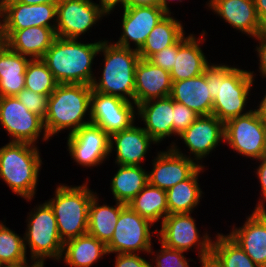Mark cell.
<instances>
[{
	"label": "cell",
	"instance_id": "obj_35",
	"mask_svg": "<svg viewBox=\"0 0 266 267\" xmlns=\"http://www.w3.org/2000/svg\"><path fill=\"white\" fill-rule=\"evenodd\" d=\"M0 221V262L4 264H25L31 263L27 259L24 236L17 234L14 230Z\"/></svg>",
	"mask_w": 266,
	"mask_h": 267
},
{
	"label": "cell",
	"instance_id": "obj_31",
	"mask_svg": "<svg viewBox=\"0 0 266 267\" xmlns=\"http://www.w3.org/2000/svg\"><path fill=\"white\" fill-rule=\"evenodd\" d=\"M117 166L109 187L114 201L127 205L148 184V172L144 166Z\"/></svg>",
	"mask_w": 266,
	"mask_h": 267
},
{
	"label": "cell",
	"instance_id": "obj_12",
	"mask_svg": "<svg viewBox=\"0 0 266 267\" xmlns=\"http://www.w3.org/2000/svg\"><path fill=\"white\" fill-rule=\"evenodd\" d=\"M187 147V152L183 153L181 148L171 142V147L178 154L184 155L194 160L199 166H204L203 160L216 151V147L224 142V122L214 115L199 116L182 134L178 136ZM193 155V156H192ZM194 157V158H193ZM201 162V163H200Z\"/></svg>",
	"mask_w": 266,
	"mask_h": 267
},
{
	"label": "cell",
	"instance_id": "obj_4",
	"mask_svg": "<svg viewBox=\"0 0 266 267\" xmlns=\"http://www.w3.org/2000/svg\"><path fill=\"white\" fill-rule=\"evenodd\" d=\"M38 145L26 142H8L0 147V179L16 196L34 200L42 168Z\"/></svg>",
	"mask_w": 266,
	"mask_h": 267
},
{
	"label": "cell",
	"instance_id": "obj_52",
	"mask_svg": "<svg viewBox=\"0 0 266 267\" xmlns=\"http://www.w3.org/2000/svg\"><path fill=\"white\" fill-rule=\"evenodd\" d=\"M5 44V40L3 37V29H2V22L0 17V48Z\"/></svg>",
	"mask_w": 266,
	"mask_h": 267
},
{
	"label": "cell",
	"instance_id": "obj_26",
	"mask_svg": "<svg viewBox=\"0 0 266 267\" xmlns=\"http://www.w3.org/2000/svg\"><path fill=\"white\" fill-rule=\"evenodd\" d=\"M207 85L206 70L203 74L180 81H172L170 97L187 106L199 116L212 115L213 98Z\"/></svg>",
	"mask_w": 266,
	"mask_h": 267
},
{
	"label": "cell",
	"instance_id": "obj_44",
	"mask_svg": "<svg viewBox=\"0 0 266 267\" xmlns=\"http://www.w3.org/2000/svg\"><path fill=\"white\" fill-rule=\"evenodd\" d=\"M96 4L106 16H110L120 6L121 10L125 8V0H99V3Z\"/></svg>",
	"mask_w": 266,
	"mask_h": 267
},
{
	"label": "cell",
	"instance_id": "obj_7",
	"mask_svg": "<svg viewBox=\"0 0 266 267\" xmlns=\"http://www.w3.org/2000/svg\"><path fill=\"white\" fill-rule=\"evenodd\" d=\"M24 244L30 252V261L46 264L45 261L55 260L58 263L63 252L64 242L58 233L57 221L50 205L45 201L34 206L27 214L25 222Z\"/></svg>",
	"mask_w": 266,
	"mask_h": 267
},
{
	"label": "cell",
	"instance_id": "obj_20",
	"mask_svg": "<svg viewBox=\"0 0 266 267\" xmlns=\"http://www.w3.org/2000/svg\"><path fill=\"white\" fill-rule=\"evenodd\" d=\"M157 143L148 135L143 127L134 123L130 128L110 135L109 151L116 155V165L144 166L142 163L151 151L149 148ZM142 162V163H141Z\"/></svg>",
	"mask_w": 266,
	"mask_h": 267
},
{
	"label": "cell",
	"instance_id": "obj_11",
	"mask_svg": "<svg viewBox=\"0 0 266 267\" xmlns=\"http://www.w3.org/2000/svg\"><path fill=\"white\" fill-rule=\"evenodd\" d=\"M0 126L10 137L9 142L36 145L40 139L49 141L43 119L29 111L16 96L0 97Z\"/></svg>",
	"mask_w": 266,
	"mask_h": 267
},
{
	"label": "cell",
	"instance_id": "obj_33",
	"mask_svg": "<svg viewBox=\"0 0 266 267\" xmlns=\"http://www.w3.org/2000/svg\"><path fill=\"white\" fill-rule=\"evenodd\" d=\"M133 211L152 224H160L169 214L167 206L166 191L148 183L138 194L127 204Z\"/></svg>",
	"mask_w": 266,
	"mask_h": 267
},
{
	"label": "cell",
	"instance_id": "obj_28",
	"mask_svg": "<svg viewBox=\"0 0 266 267\" xmlns=\"http://www.w3.org/2000/svg\"><path fill=\"white\" fill-rule=\"evenodd\" d=\"M30 60L6 44L0 48V97L16 96L25 88V72Z\"/></svg>",
	"mask_w": 266,
	"mask_h": 267
},
{
	"label": "cell",
	"instance_id": "obj_17",
	"mask_svg": "<svg viewBox=\"0 0 266 267\" xmlns=\"http://www.w3.org/2000/svg\"><path fill=\"white\" fill-rule=\"evenodd\" d=\"M57 5H29L15 0H0L3 30H21L32 26L56 28Z\"/></svg>",
	"mask_w": 266,
	"mask_h": 267
},
{
	"label": "cell",
	"instance_id": "obj_16",
	"mask_svg": "<svg viewBox=\"0 0 266 267\" xmlns=\"http://www.w3.org/2000/svg\"><path fill=\"white\" fill-rule=\"evenodd\" d=\"M116 45L139 50L159 21L167 15L161 6L124 8ZM134 47V48H133Z\"/></svg>",
	"mask_w": 266,
	"mask_h": 267
},
{
	"label": "cell",
	"instance_id": "obj_21",
	"mask_svg": "<svg viewBox=\"0 0 266 267\" xmlns=\"http://www.w3.org/2000/svg\"><path fill=\"white\" fill-rule=\"evenodd\" d=\"M242 226L227 234L260 267H266V210L253 209Z\"/></svg>",
	"mask_w": 266,
	"mask_h": 267
},
{
	"label": "cell",
	"instance_id": "obj_2",
	"mask_svg": "<svg viewBox=\"0 0 266 267\" xmlns=\"http://www.w3.org/2000/svg\"><path fill=\"white\" fill-rule=\"evenodd\" d=\"M84 42L81 39L56 37L46 51L42 60L58 84H92L97 75L92 68L95 63L93 61L99 56L102 40Z\"/></svg>",
	"mask_w": 266,
	"mask_h": 267
},
{
	"label": "cell",
	"instance_id": "obj_48",
	"mask_svg": "<svg viewBox=\"0 0 266 267\" xmlns=\"http://www.w3.org/2000/svg\"><path fill=\"white\" fill-rule=\"evenodd\" d=\"M17 2H21L24 4H29V5H36V4H52V5H57L61 0H15Z\"/></svg>",
	"mask_w": 266,
	"mask_h": 267
},
{
	"label": "cell",
	"instance_id": "obj_46",
	"mask_svg": "<svg viewBox=\"0 0 266 267\" xmlns=\"http://www.w3.org/2000/svg\"><path fill=\"white\" fill-rule=\"evenodd\" d=\"M256 12L263 25L266 24V0H254Z\"/></svg>",
	"mask_w": 266,
	"mask_h": 267
},
{
	"label": "cell",
	"instance_id": "obj_37",
	"mask_svg": "<svg viewBox=\"0 0 266 267\" xmlns=\"http://www.w3.org/2000/svg\"><path fill=\"white\" fill-rule=\"evenodd\" d=\"M159 244H161V249L154 251L152 246L149 251L148 256H154L150 259L152 261L150 262L151 267H190L189 262L193 260L186 258L184 255L186 252L168 248L160 242Z\"/></svg>",
	"mask_w": 266,
	"mask_h": 267
},
{
	"label": "cell",
	"instance_id": "obj_51",
	"mask_svg": "<svg viewBox=\"0 0 266 267\" xmlns=\"http://www.w3.org/2000/svg\"><path fill=\"white\" fill-rule=\"evenodd\" d=\"M38 263L31 262L30 263H25V264H4L1 267H36Z\"/></svg>",
	"mask_w": 266,
	"mask_h": 267
},
{
	"label": "cell",
	"instance_id": "obj_24",
	"mask_svg": "<svg viewBox=\"0 0 266 267\" xmlns=\"http://www.w3.org/2000/svg\"><path fill=\"white\" fill-rule=\"evenodd\" d=\"M172 80L170 72L152 64L148 59L138 61L135 69L134 103L170 96Z\"/></svg>",
	"mask_w": 266,
	"mask_h": 267
},
{
	"label": "cell",
	"instance_id": "obj_49",
	"mask_svg": "<svg viewBox=\"0 0 266 267\" xmlns=\"http://www.w3.org/2000/svg\"><path fill=\"white\" fill-rule=\"evenodd\" d=\"M199 262L201 264L200 267H220L211 257L201 259Z\"/></svg>",
	"mask_w": 266,
	"mask_h": 267
},
{
	"label": "cell",
	"instance_id": "obj_47",
	"mask_svg": "<svg viewBox=\"0 0 266 267\" xmlns=\"http://www.w3.org/2000/svg\"><path fill=\"white\" fill-rule=\"evenodd\" d=\"M257 107L253 109L259 118H261L266 123V91L265 95H263L261 101L258 102Z\"/></svg>",
	"mask_w": 266,
	"mask_h": 267
},
{
	"label": "cell",
	"instance_id": "obj_38",
	"mask_svg": "<svg viewBox=\"0 0 266 267\" xmlns=\"http://www.w3.org/2000/svg\"><path fill=\"white\" fill-rule=\"evenodd\" d=\"M16 97L27 109L43 120L48 111V96L23 88Z\"/></svg>",
	"mask_w": 266,
	"mask_h": 267
},
{
	"label": "cell",
	"instance_id": "obj_43",
	"mask_svg": "<svg viewBox=\"0 0 266 267\" xmlns=\"http://www.w3.org/2000/svg\"><path fill=\"white\" fill-rule=\"evenodd\" d=\"M255 41H258V44L255 47V51H257L256 55L258 58V69L260 73V77L266 79V33L262 32L258 34L255 38Z\"/></svg>",
	"mask_w": 266,
	"mask_h": 267
},
{
	"label": "cell",
	"instance_id": "obj_25",
	"mask_svg": "<svg viewBox=\"0 0 266 267\" xmlns=\"http://www.w3.org/2000/svg\"><path fill=\"white\" fill-rule=\"evenodd\" d=\"M5 44L31 59H42L56 38L55 28L32 26L21 30H3Z\"/></svg>",
	"mask_w": 266,
	"mask_h": 267
},
{
	"label": "cell",
	"instance_id": "obj_6",
	"mask_svg": "<svg viewBox=\"0 0 266 267\" xmlns=\"http://www.w3.org/2000/svg\"><path fill=\"white\" fill-rule=\"evenodd\" d=\"M86 179L77 186L58 183L55 196L46 200L54 212L63 242L87 233L89 205L97 193L89 188L90 180Z\"/></svg>",
	"mask_w": 266,
	"mask_h": 267
},
{
	"label": "cell",
	"instance_id": "obj_30",
	"mask_svg": "<svg viewBox=\"0 0 266 267\" xmlns=\"http://www.w3.org/2000/svg\"><path fill=\"white\" fill-rule=\"evenodd\" d=\"M99 199L96 194L90 202L87 233L107 245L112 239L120 211L126 205L117 201L115 205H108L105 201L101 205Z\"/></svg>",
	"mask_w": 266,
	"mask_h": 267
},
{
	"label": "cell",
	"instance_id": "obj_13",
	"mask_svg": "<svg viewBox=\"0 0 266 267\" xmlns=\"http://www.w3.org/2000/svg\"><path fill=\"white\" fill-rule=\"evenodd\" d=\"M103 17L106 15L93 0H61L57 4L56 37L80 40Z\"/></svg>",
	"mask_w": 266,
	"mask_h": 267
},
{
	"label": "cell",
	"instance_id": "obj_15",
	"mask_svg": "<svg viewBox=\"0 0 266 267\" xmlns=\"http://www.w3.org/2000/svg\"><path fill=\"white\" fill-rule=\"evenodd\" d=\"M67 151L76 165L100 167L109 159L110 136L100 127L88 124L67 135Z\"/></svg>",
	"mask_w": 266,
	"mask_h": 267
},
{
	"label": "cell",
	"instance_id": "obj_34",
	"mask_svg": "<svg viewBox=\"0 0 266 267\" xmlns=\"http://www.w3.org/2000/svg\"><path fill=\"white\" fill-rule=\"evenodd\" d=\"M210 257L220 267H260L227 234L219 232L213 238Z\"/></svg>",
	"mask_w": 266,
	"mask_h": 267
},
{
	"label": "cell",
	"instance_id": "obj_32",
	"mask_svg": "<svg viewBox=\"0 0 266 267\" xmlns=\"http://www.w3.org/2000/svg\"><path fill=\"white\" fill-rule=\"evenodd\" d=\"M181 22L171 13L164 16L150 32L143 46L138 50L139 57L141 59H149L153 54L176 44L187 34Z\"/></svg>",
	"mask_w": 266,
	"mask_h": 267
},
{
	"label": "cell",
	"instance_id": "obj_40",
	"mask_svg": "<svg viewBox=\"0 0 266 267\" xmlns=\"http://www.w3.org/2000/svg\"><path fill=\"white\" fill-rule=\"evenodd\" d=\"M177 51L178 42L172 46L164 48L160 52L153 54L148 60L152 64L170 72L173 68L175 56H177Z\"/></svg>",
	"mask_w": 266,
	"mask_h": 267
},
{
	"label": "cell",
	"instance_id": "obj_29",
	"mask_svg": "<svg viewBox=\"0 0 266 267\" xmlns=\"http://www.w3.org/2000/svg\"><path fill=\"white\" fill-rule=\"evenodd\" d=\"M205 168L206 166H200L188 179L166 191L169 214L194 213L204 194L198 178Z\"/></svg>",
	"mask_w": 266,
	"mask_h": 267
},
{
	"label": "cell",
	"instance_id": "obj_1",
	"mask_svg": "<svg viewBox=\"0 0 266 267\" xmlns=\"http://www.w3.org/2000/svg\"><path fill=\"white\" fill-rule=\"evenodd\" d=\"M254 71L224 63H212L206 69L207 85L213 98L212 115L220 121L248 114L249 94L255 83Z\"/></svg>",
	"mask_w": 266,
	"mask_h": 267
},
{
	"label": "cell",
	"instance_id": "obj_5",
	"mask_svg": "<svg viewBox=\"0 0 266 267\" xmlns=\"http://www.w3.org/2000/svg\"><path fill=\"white\" fill-rule=\"evenodd\" d=\"M103 38L99 55H103L100 76H94L93 91L134 102L135 69L140 60L138 50L122 47Z\"/></svg>",
	"mask_w": 266,
	"mask_h": 267
},
{
	"label": "cell",
	"instance_id": "obj_27",
	"mask_svg": "<svg viewBox=\"0 0 266 267\" xmlns=\"http://www.w3.org/2000/svg\"><path fill=\"white\" fill-rule=\"evenodd\" d=\"M105 255L107 245L86 233L64 242L60 261L70 267H91Z\"/></svg>",
	"mask_w": 266,
	"mask_h": 267
},
{
	"label": "cell",
	"instance_id": "obj_23",
	"mask_svg": "<svg viewBox=\"0 0 266 267\" xmlns=\"http://www.w3.org/2000/svg\"><path fill=\"white\" fill-rule=\"evenodd\" d=\"M174 100L168 96L152 99L137 105L138 122L143 129L157 143L173 137ZM141 120V121H139ZM168 137V138H167Z\"/></svg>",
	"mask_w": 266,
	"mask_h": 267
},
{
	"label": "cell",
	"instance_id": "obj_9",
	"mask_svg": "<svg viewBox=\"0 0 266 267\" xmlns=\"http://www.w3.org/2000/svg\"><path fill=\"white\" fill-rule=\"evenodd\" d=\"M239 156L259 160L266 155V123L252 109L224 123V145Z\"/></svg>",
	"mask_w": 266,
	"mask_h": 267
},
{
	"label": "cell",
	"instance_id": "obj_41",
	"mask_svg": "<svg viewBox=\"0 0 266 267\" xmlns=\"http://www.w3.org/2000/svg\"><path fill=\"white\" fill-rule=\"evenodd\" d=\"M114 267H151L149 260L139 254L124 253L115 254Z\"/></svg>",
	"mask_w": 266,
	"mask_h": 267
},
{
	"label": "cell",
	"instance_id": "obj_18",
	"mask_svg": "<svg viewBox=\"0 0 266 267\" xmlns=\"http://www.w3.org/2000/svg\"><path fill=\"white\" fill-rule=\"evenodd\" d=\"M151 160L148 183L167 191L177 183L188 179L200 166L192 159L178 154L171 147L156 152Z\"/></svg>",
	"mask_w": 266,
	"mask_h": 267
},
{
	"label": "cell",
	"instance_id": "obj_36",
	"mask_svg": "<svg viewBox=\"0 0 266 267\" xmlns=\"http://www.w3.org/2000/svg\"><path fill=\"white\" fill-rule=\"evenodd\" d=\"M53 73L42 59H31L25 72V88L49 96L57 87Z\"/></svg>",
	"mask_w": 266,
	"mask_h": 267
},
{
	"label": "cell",
	"instance_id": "obj_10",
	"mask_svg": "<svg viewBox=\"0 0 266 267\" xmlns=\"http://www.w3.org/2000/svg\"><path fill=\"white\" fill-rule=\"evenodd\" d=\"M156 225L143 218L126 205L121 211L112 235L107 244L108 254L135 253L149 254L153 236L157 237Z\"/></svg>",
	"mask_w": 266,
	"mask_h": 267
},
{
	"label": "cell",
	"instance_id": "obj_53",
	"mask_svg": "<svg viewBox=\"0 0 266 267\" xmlns=\"http://www.w3.org/2000/svg\"><path fill=\"white\" fill-rule=\"evenodd\" d=\"M36 267H45V264H38Z\"/></svg>",
	"mask_w": 266,
	"mask_h": 267
},
{
	"label": "cell",
	"instance_id": "obj_3",
	"mask_svg": "<svg viewBox=\"0 0 266 267\" xmlns=\"http://www.w3.org/2000/svg\"><path fill=\"white\" fill-rule=\"evenodd\" d=\"M91 94V85H57L48 96V111L43 120L49 139L65 130L71 134L91 123Z\"/></svg>",
	"mask_w": 266,
	"mask_h": 267
},
{
	"label": "cell",
	"instance_id": "obj_8",
	"mask_svg": "<svg viewBox=\"0 0 266 267\" xmlns=\"http://www.w3.org/2000/svg\"><path fill=\"white\" fill-rule=\"evenodd\" d=\"M191 214H168L161 223V228L156 227L158 242L183 252L196 248L199 260L209 258L214 237L208 231L201 235Z\"/></svg>",
	"mask_w": 266,
	"mask_h": 267
},
{
	"label": "cell",
	"instance_id": "obj_45",
	"mask_svg": "<svg viewBox=\"0 0 266 267\" xmlns=\"http://www.w3.org/2000/svg\"><path fill=\"white\" fill-rule=\"evenodd\" d=\"M141 6H161L160 0H125V8Z\"/></svg>",
	"mask_w": 266,
	"mask_h": 267
},
{
	"label": "cell",
	"instance_id": "obj_14",
	"mask_svg": "<svg viewBox=\"0 0 266 267\" xmlns=\"http://www.w3.org/2000/svg\"><path fill=\"white\" fill-rule=\"evenodd\" d=\"M91 124L100 127L109 136L130 128L136 121L137 105L117 96L92 90Z\"/></svg>",
	"mask_w": 266,
	"mask_h": 267
},
{
	"label": "cell",
	"instance_id": "obj_42",
	"mask_svg": "<svg viewBox=\"0 0 266 267\" xmlns=\"http://www.w3.org/2000/svg\"><path fill=\"white\" fill-rule=\"evenodd\" d=\"M258 162V166L256 167L255 175L258 182L260 183V195L261 197L258 199L259 201L255 204L256 206L254 209H265L266 210V155L261 157L259 160H256Z\"/></svg>",
	"mask_w": 266,
	"mask_h": 267
},
{
	"label": "cell",
	"instance_id": "obj_22",
	"mask_svg": "<svg viewBox=\"0 0 266 267\" xmlns=\"http://www.w3.org/2000/svg\"><path fill=\"white\" fill-rule=\"evenodd\" d=\"M207 34L206 30H202L197 37L192 32L178 41L177 56L170 71L172 81L197 77L212 64L201 47L206 42Z\"/></svg>",
	"mask_w": 266,
	"mask_h": 267
},
{
	"label": "cell",
	"instance_id": "obj_39",
	"mask_svg": "<svg viewBox=\"0 0 266 267\" xmlns=\"http://www.w3.org/2000/svg\"><path fill=\"white\" fill-rule=\"evenodd\" d=\"M198 117L196 112L174 101L173 136L178 138Z\"/></svg>",
	"mask_w": 266,
	"mask_h": 267
},
{
	"label": "cell",
	"instance_id": "obj_19",
	"mask_svg": "<svg viewBox=\"0 0 266 267\" xmlns=\"http://www.w3.org/2000/svg\"><path fill=\"white\" fill-rule=\"evenodd\" d=\"M205 5L233 29L251 39L264 32L254 0H208Z\"/></svg>",
	"mask_w": 266,
	"mask_h": 267
},
{
	"label": "cell",
	"instance_id": "obj_50",
	"mask_svg": "<svg viewBox=\"0 0 266 267\" xmlns=\"http://www.w3.org/2000/svg\"><path fill=\"white\" fill-rule=\"evenodd\" d=\"M161 1V7L163 8V10L167 13V14H169V13H171V14H173V12H171V9L169 8V4H170V2H174V1H176V2H183V0H160ZM185 1V0H184Z\"/></svg>",
	"mask_w": 266,
	"mask_h": 267
}]
</instances>
